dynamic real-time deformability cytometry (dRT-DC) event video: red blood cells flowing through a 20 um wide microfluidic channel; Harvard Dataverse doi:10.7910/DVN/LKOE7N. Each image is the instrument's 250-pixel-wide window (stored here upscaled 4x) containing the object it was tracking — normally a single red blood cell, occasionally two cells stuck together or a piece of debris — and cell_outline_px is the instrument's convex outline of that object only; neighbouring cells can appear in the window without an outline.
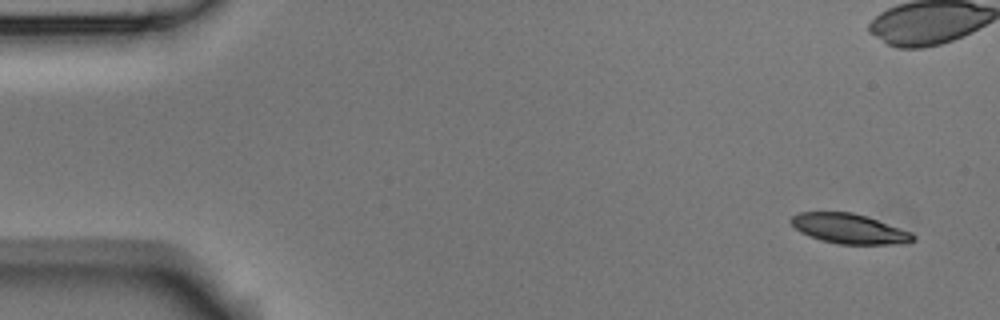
{"species": "Egyptian fruit bat (a non-hibernating species)", "species_latin": "Rousettus aegyptiacus", "temperature_condition": "room temperature", "stored_images_in_passage": 6, "camera_frame_rate_fps": 3000, "um_per_image_px": 0.085, "animal": {"sex": "male"}, "frame": {"image": 1, "passage_image": 1, "time_ms": 0.0, "image_size_px": [1000, 320], "cell_outline_px": [[916, 240], [888, 244], [840, 244], [820, 240], [800, 232], [788, 220], [792, 216], [800, 212], [852, 212], [868, 216], [912, 232], [916, 236]], "centroid_in_image_um": [72.18, 19.42], "position_along_channel_um": 12.8, "area_um2": 21.21}}